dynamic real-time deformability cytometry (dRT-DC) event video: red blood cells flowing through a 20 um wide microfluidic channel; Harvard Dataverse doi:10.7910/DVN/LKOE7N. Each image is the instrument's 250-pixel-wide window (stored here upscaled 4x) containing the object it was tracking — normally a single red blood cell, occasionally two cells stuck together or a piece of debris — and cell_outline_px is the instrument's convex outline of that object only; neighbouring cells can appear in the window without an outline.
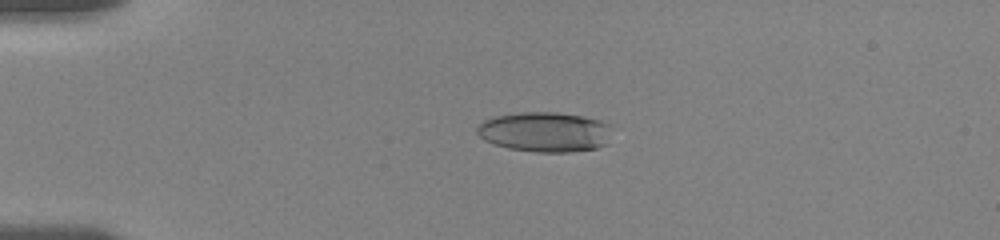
{"species": "human", "species_latin": "Homo sapiens", "temperature_condition": "room temperature", "stored_images_in_passage": 10, "camera_frame_rate_fps": 3000, "um_per_image_px": 0.085, "donor": {"sex": "female"}, "frame": {"image": 1, "passage_image": 5, "time_ms": 4.0, "image_size_px": [1000, 240], "cell_outline_px": [[608, 144], [596, 148], [568, 152], [536, 152], [508, 148], [484, 140], [476, 132], [476, 128], [484, 120], [492, 116], [520, 112], [556, 112], [584, 116], [600, 120], [608, 124]], "centroid_in_image_um": [46.28, 11.2], "position_along_channel_um": 38.7, "area_um2": 31.39}}
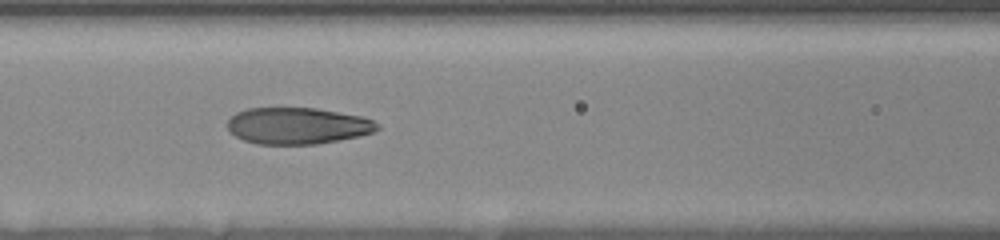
{"frame": {"image": 2, "passage_image": 9, "time_ms": 8.0, "image_size_px": [1000, 240], "cell_outline_px": [[380, 128], [372, 132], [360, 136], [316, 144], [256, 144], [244, 140], [228, 132], [228, 120], [236, 112], [248, 108], [316, 108], [360, 116], [372, 120], [380, 124]], "centroid_in_image_um": [25.28, 10.69], "position_along_channel_um": 141.3, "area_um2": 31.91}}
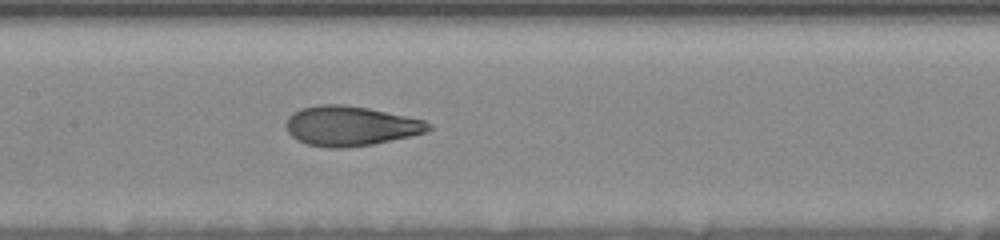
{"frame": {"image": 3, "passage_image": 10, "time_ms": 9.0, "image_size_px": [1000, 240], "cell_outline_px": [[432, 128], [428, 132], [372, 144], [344, 148], [328, 148], [308, 144], [296, 140], [288, 132], [284, 124], [288, 116], [292, 112], [300, 108], [320, 104], [344, 104], [368, 108], [424, 120], [432, 124]], "centroid_in_image_um": [29.76, 10.7], "position_along_channel_um": 177.6, "area_um2": 33.18}}